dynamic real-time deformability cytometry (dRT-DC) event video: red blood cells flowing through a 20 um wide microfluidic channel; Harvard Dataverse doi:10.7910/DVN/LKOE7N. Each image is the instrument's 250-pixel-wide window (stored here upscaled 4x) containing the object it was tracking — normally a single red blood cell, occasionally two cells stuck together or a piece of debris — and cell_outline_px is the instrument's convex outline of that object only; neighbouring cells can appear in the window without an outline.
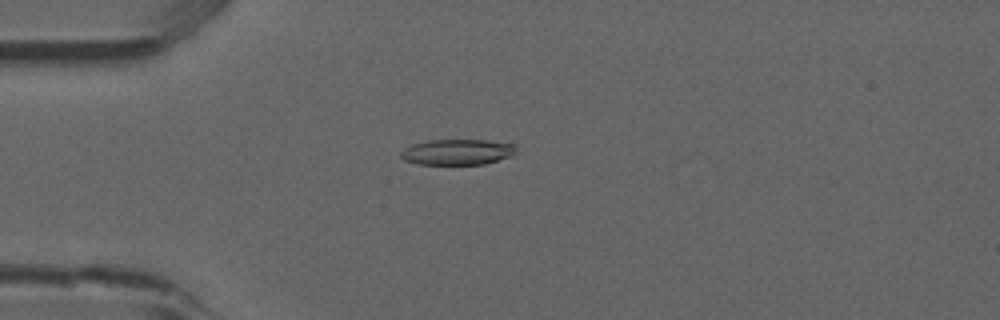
{"species": "common noctule bat (a hibernating species)", "species_latin": "Nyctalus noctula", "temperature_condition": "room temperature", "stored_images_in_passage": 52, "camera_frame_rate_fps": 3000, "um_per_image_px": 0.085, "animal": {"sex": "male", "forearm_length_mm": 52.5}, "frame": {"image": 1, "passage_image": 14, "time_ms": 4.333, "image_size_px": [1000, 320], "cell_outline_px": [[516, 152], [512, 156], [484, 164], [416, 164], [404, 160], [400, 156], [400, 152], [404, 148], [412, 144], [428, 140], [484, 140], [512, 144], [516, 148]], "centroid_in_image_um": [38.84, 12.92], "position_along_channel_um": 46.2, "area_um2": 17.22}}
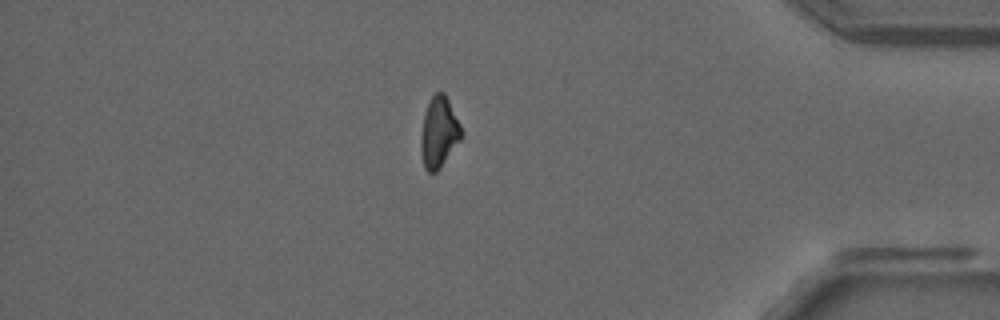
{"frame": {"image": 2, "passage_image": 45, "time_ms": 14.667, "image_size_px": [1000, 320], "cell_outline_px": [[460, 140], [440, 168], [436, 172], [428, 172], [424, 168], [420, 152], [420, 136], [424, 116], [428, 104], [432, 96], [436, 92], [444, 92], [460, 124]], "centroid_in_image_um": [37.27, 11.28], "position_along_channel_um": 397.9, "area_um2": 16.42}}
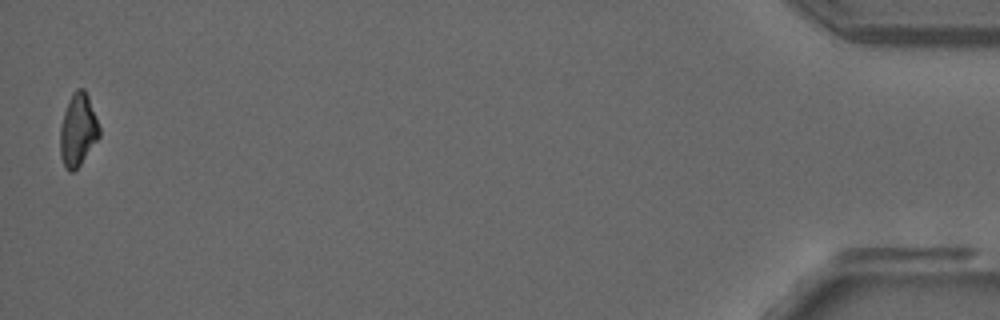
{"frame": {"image": 3, "passage_image": 52, "time_ms": 17.0, "image_size_px": [1000, 320], "cell_outline_px": [[100, 136], [80, 164], [72, 172], [68, 172], [64, 168], [60, 156], [60, 128], [64, 112], [68, 100], [72, 92], [76, 88], [84, 88], [88, 96], [100, 128]], "centroid_in_image_um": [6.61, 11.05], "position_along_channel_um": 428.6, "area_um2": 16.59}}